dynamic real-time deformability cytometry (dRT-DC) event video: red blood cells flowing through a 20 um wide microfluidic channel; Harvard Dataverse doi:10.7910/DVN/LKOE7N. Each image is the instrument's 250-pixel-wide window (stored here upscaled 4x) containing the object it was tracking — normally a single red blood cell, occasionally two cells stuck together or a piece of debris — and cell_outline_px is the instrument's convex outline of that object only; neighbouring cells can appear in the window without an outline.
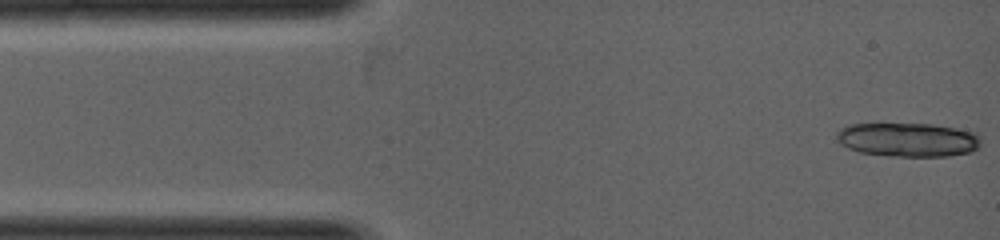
{"species": "common noctule bat (a hibernating species)", "species_latin": "Nyctalus noctula", "temperature_condition": "warm", "stored_images_in_passage": 2, "camera_frame_rate_fps": 5000, "um_per_image_px": 0.085, "animal": {"sex": "female", "body_mass_g": 19.0, "forearm_length_mm": 53.3}, "frame": {"image": 1, "passage_image": 1, "time_ms": 0.0, "image_size_px": [1000, 240], "cell_outline_px": [[980, 148], [972, 152], [948, 156], [888, 156], [860, 152], [848, 148], [840, 144], [836, 140], [836, 132], [840, 128], [848, 124], [932, 124], [972, 132], [980, 140]], "centroid_in_image_um": [77.12, 11.88], "position_along_channel_um": 7.9, "area_um2": 28.55}}